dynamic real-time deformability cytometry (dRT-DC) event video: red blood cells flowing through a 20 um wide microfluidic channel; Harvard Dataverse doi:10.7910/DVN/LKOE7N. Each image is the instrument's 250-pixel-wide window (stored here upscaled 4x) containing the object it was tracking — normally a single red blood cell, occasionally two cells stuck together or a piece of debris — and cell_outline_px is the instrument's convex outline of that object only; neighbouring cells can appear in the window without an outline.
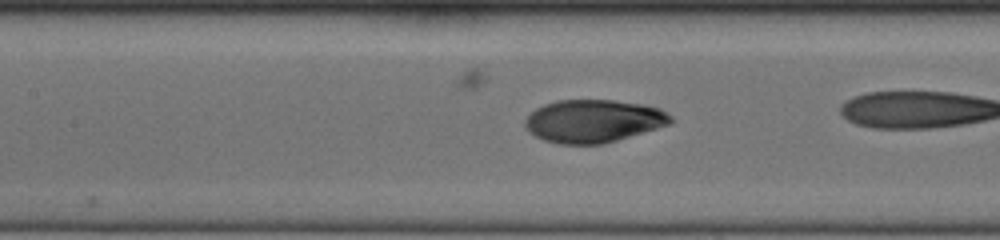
{"species": "human", "species_latin": "Homo sapiens", "temperature_condition": "cold", "stored_images_in_passage": 18, "camera_frame_rate_fps": 3000, "um_per_image_px": 0.085, "donor": {"sex": "female"}, "frame": {"image": 1, "passage_image": 11, "time_ms": 3.333, "image_size_px": [1000, 240], "cell_outline_px": [[672, 120], [668, 124], [656, 128], [616, 140], [600, 144], [560, 144], [544, 140], [528, 132], [524, 124], [524, 120], [536, 108], [544, 104], [556, 100], [612, 100], [640, 104], [660, 108], [672, 116]], "centroid_in_image_um": [50.39, 10.28], "position_along_channel_um": 157.0, "area_um2": 36.07}}